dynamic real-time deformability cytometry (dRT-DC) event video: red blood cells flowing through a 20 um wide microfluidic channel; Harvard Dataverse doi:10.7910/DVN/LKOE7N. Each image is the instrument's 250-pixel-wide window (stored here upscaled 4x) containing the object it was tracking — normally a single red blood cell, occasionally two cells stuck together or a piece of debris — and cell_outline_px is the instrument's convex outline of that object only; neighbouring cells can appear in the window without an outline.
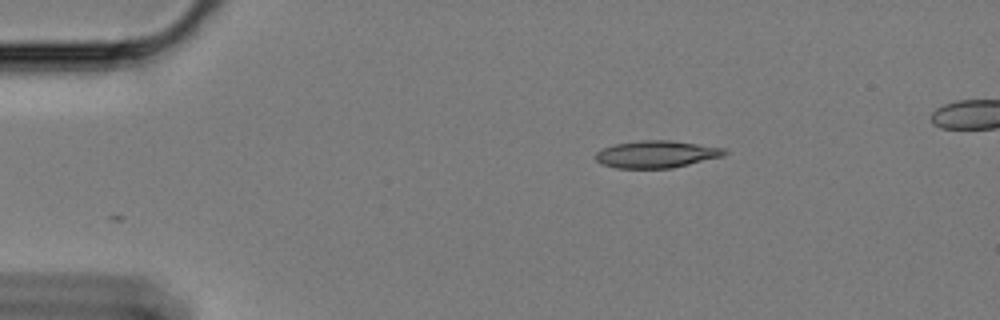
{"species": "Egyptian fruit bat (a non-hibernating species)", "species_latin": "Rousettus aegyptiacus", "temperature_condition": "cold", "stored_images_in_passage": 49, "camera_frame_rate_fps": 3000, "um_per_image_px": 0.085, "animal": {"sex": "female"}, "frame": {"image": 1, "passage_image": 1, "time_ms": 0.0, "image_size_px": [1000, 320], "cell_outline_px": [[728, 152], [724, 156], [672, 168], [616, 168], [600, 164], [596, 160], [596, 152], [604, 148], [616, 144], [640, 140], [668, 140], [728, 148]], "centroid_in_image_um": [55.83, 13.11], "position_along_channel_um": 29.2, "area_um2": 20.46}}
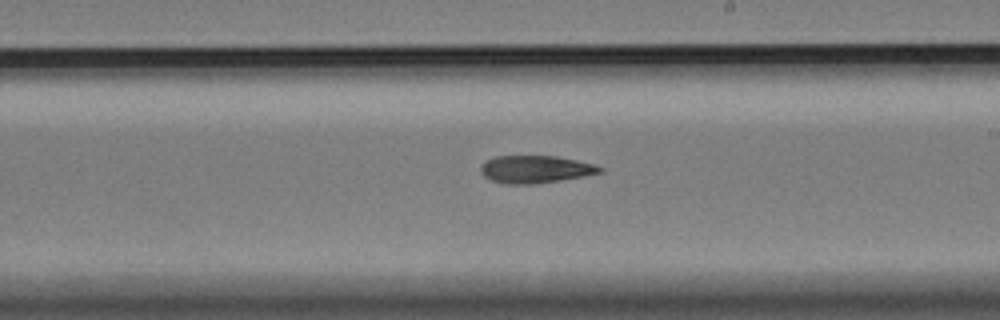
{"frame": {"image": 2, "passage_image": 25, "time_ms": 8.0, "image_size_px": [1000, 320], "cell_outline_px": [[604, 172], [560, 180], [532, 184], [508, 184], [492, 180], [484, 176], [480, 172], [480, 164], [484, 160], [496, 156], [556, 156], [596, 164], [604, 168]], "centroid_in_image_um": [45.5, 14.38], "position_along_channel_um": 243.5, "area_um2": 19.19}}
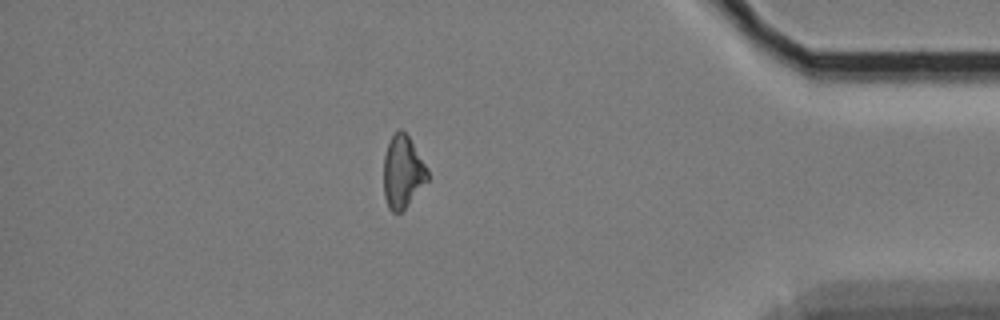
{"frame": {"image": 3, "passage_image": 42, "time_ms": 13.667, "image_size_px": [1000, 320], "cell_outline_px": [[428, 180], [408, 204], [400, 212], [392, 212], [388, 208], [384, 196], [384, 156], [388, 144], [392, 136], [400, 128], [408, 136], [428, 168]], "centroid_in_image_um": [34.22, 14.62], "position_along_channel_um": 401.0, "area_um2": 18.32}}